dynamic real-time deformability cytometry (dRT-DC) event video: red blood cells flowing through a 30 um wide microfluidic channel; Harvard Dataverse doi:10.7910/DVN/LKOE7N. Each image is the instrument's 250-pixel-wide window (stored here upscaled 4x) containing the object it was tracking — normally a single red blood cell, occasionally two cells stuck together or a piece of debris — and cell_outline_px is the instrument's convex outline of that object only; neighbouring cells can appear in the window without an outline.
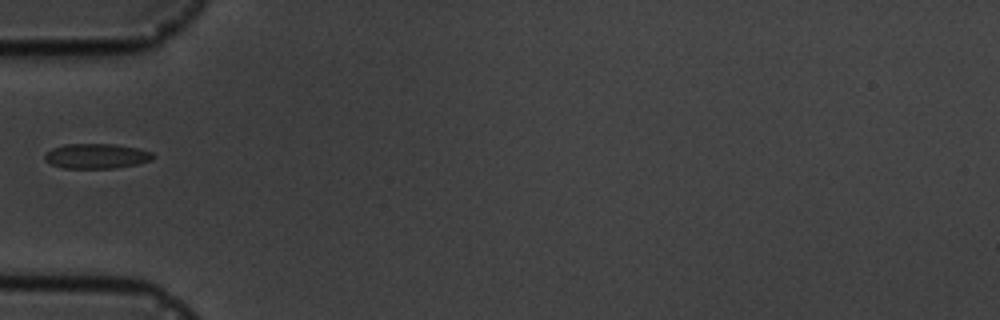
{"species": "common noctule bat (a hibernating species)", "species_latin": "Nyctalus noctula", "temperature_condition": "cold", "stored_images_in_passage": 1, "camera_frame_rate_fps": 3000, "um_per_image_px": 0.085, "animal": {"sex": "male", "body_mass_g": 19.5, "forearm_length_mm": 54.6}, "frame": {"image": 1, "passage_image": 1, "time_ms": 0.0, "image_size_px": [1000, 320], "cell_outline_px": [[156, 156], [152, 160], [136, 164], [112, 168], [64, 168], [52, 164], [44, 160], [44, 156], [52, 148], [64, 144], [112, 144], [136, 148], [152, 152]], "centroid_in_image_um": [8.2, 13.26], "position_along_channel_um": 76.8, "area_um2": 15.61}}